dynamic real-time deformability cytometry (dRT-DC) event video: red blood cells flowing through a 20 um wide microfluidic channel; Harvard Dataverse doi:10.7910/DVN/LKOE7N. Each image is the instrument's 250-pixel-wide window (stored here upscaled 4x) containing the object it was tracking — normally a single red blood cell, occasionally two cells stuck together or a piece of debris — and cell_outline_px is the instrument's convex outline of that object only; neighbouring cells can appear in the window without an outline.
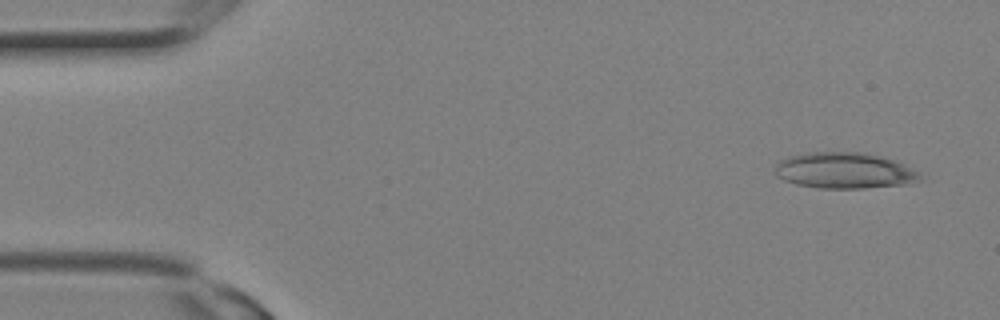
{"species": "Egyptian fruit bat (a non-hibernating species)", "species_latin": "Rousettus aegyptiacus", "temperature_condition": "room temperature", "stored_images_in_passage": 3, "camera_frame_rate_fps": 3000, "um_per_image_px": 0.085, "animal": {"sex": "female"}, "frame": {"image": 1, "passage_image": 1, "time_ms": 0.0, "image_size_px": [1000, 320], "cell_outline_px": [[920, 176], [904, 184], [864, 188], [820, 188], [796, 184], [784, 180], [776, 176], [772, 168], [780, 160], [788, 156], [808, 152], [864, 152], [880, 156], [904, 164], [920, 172]], "centroid_in_image_um": [71.68, 14.48], "position_along_channel_um": 13.3, "area_um2": 30.29}}